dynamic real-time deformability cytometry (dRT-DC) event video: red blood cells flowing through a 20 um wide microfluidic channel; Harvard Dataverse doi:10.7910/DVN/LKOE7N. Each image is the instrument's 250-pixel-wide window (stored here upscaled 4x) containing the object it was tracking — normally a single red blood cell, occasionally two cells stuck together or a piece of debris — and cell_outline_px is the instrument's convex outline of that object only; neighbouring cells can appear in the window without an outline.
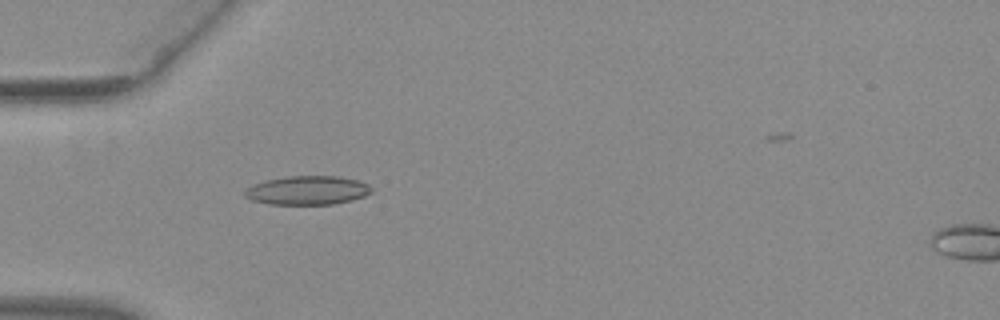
{"species": "common noctule bat (a hibernating species)", "species_latin": "Nyctalus noctula", "temperature_condition": "warm", "stored_images_in_passage": 43, "camera_frame_rate_fps": 3000, "um_per_image_px": 0.085, "animal": {"sex": "female", "body_mass_g": 29.2, "forearm_length_mm": 56.3}, "frame": {"image": 1, "passage_image": 7, "time_ms": 2.0, "image_size_px": [1000, 320], "cell_outline_px": [[372, 192], [364, 196], [352, 200], [332, 204], [268, 204], [252, 200], [244, 196], [244, 192], [252, 184], [268, 180], [288, 176], [336, 176], [356, 180], [368, 184], [372, 188]], "centroid_in_image_um": [26.13, 16.18], "position_along_channel_um": 58.9, "area_um2": 21.15}}
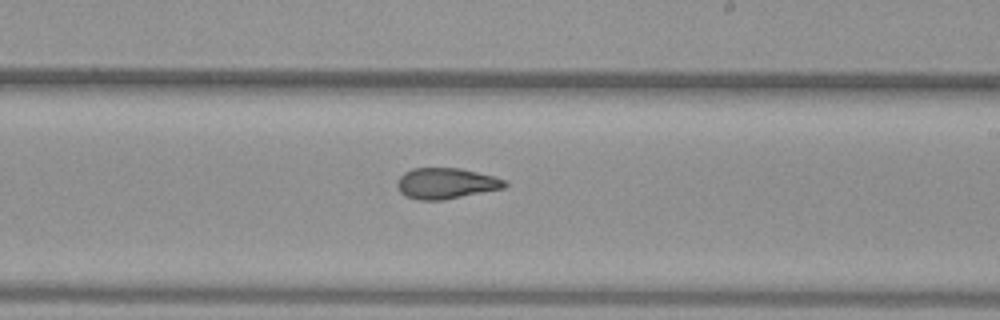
{"frame": {"image": 2, "passage_image": 22, "time_ms": 7.0, "image_size_px": [1000, 320], "cell_outline_px": [[508, 184], [504, 188], [440, 200], [416, 200], [404, 196], [400, 192], [396, 184], [400, 176], [404, 172], [412, 168], [460, 168], [492, 176], [504, 180]], "centroid_in_image_um": [37.85, 15.59], "position_along_channel_um": 251.1, "area_um2": 19.19}}
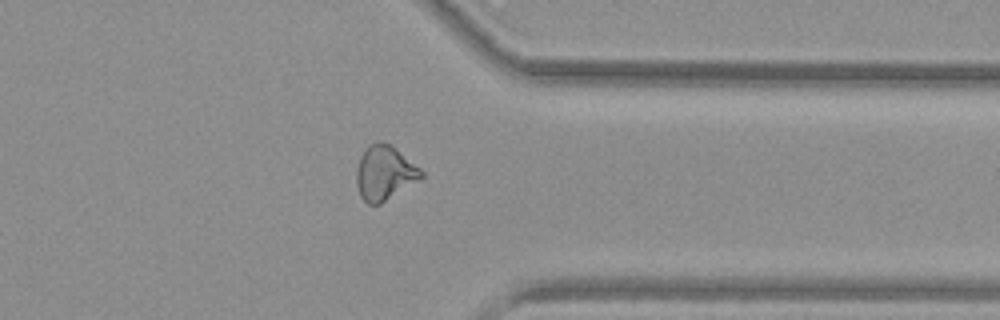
{"frame": {"image": 3, "passage_image": 32, "time_ms": 10.333, "image_size_px": [1000, 320], "cell_outline_px": [[424, 176], [380, 204], [368, 204], [360, 196], [356, 184], [356, 168], [360, 156], [364, 148], [368, 144], [376, 140], [380, 140], [396, 148], [420, 168], [424, 172]], "centroid_in_image_um": [32.65, 14.66], "position_along_channel_um": 378.7, "area_um2": 20.63}, "authors_computed_cell_mechanics": {"area_um2": 19.9988, "velocity_mm_per_s": 3.9658, "shape_relaxation_time_tau1_ms": null, "shape_relaxation_time_tau2_ms": 2.4061, "deformation_change_tau1": null, "deformation_change_tau2": 0.1017}}